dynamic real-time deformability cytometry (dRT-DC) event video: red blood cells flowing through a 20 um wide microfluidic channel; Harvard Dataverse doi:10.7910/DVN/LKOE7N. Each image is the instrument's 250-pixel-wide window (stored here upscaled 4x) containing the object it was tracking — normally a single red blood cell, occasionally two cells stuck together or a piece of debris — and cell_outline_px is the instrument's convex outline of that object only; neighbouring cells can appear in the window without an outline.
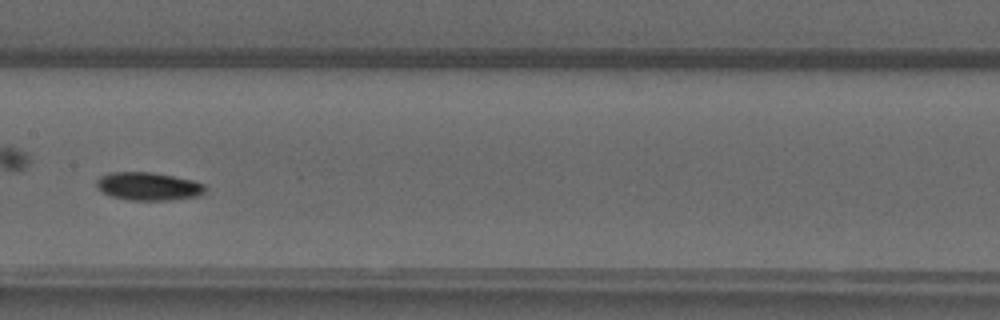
{"species": "common noctule bat (a hibernating species)", "species_latin": "Nyctalus noctula", "temperature_condition": "warm", "stored_images_in_passage": 27, "camera_frame_rate_fps": 3000, "um_per_image_px": 0.085, "animal": {"sex": "male", "forearm_length_mm": 52.5}, "frame": {"image": 1, "passage_image": 12, "time_ms": 3.667, "image_size_px": [1000, 320], "cell_outline_px": [[204, 192], [200, 196], [168, 200], [128, 200], [112, 196], [96, 188], [96, 180], [100, 176], [108, 172], [152, 172], [192, 180], [204, 184]], "centroid_in_image_um": [12.58, 15.83], "position_along_channel_um": 194.8, "area_um2": 17.74}}
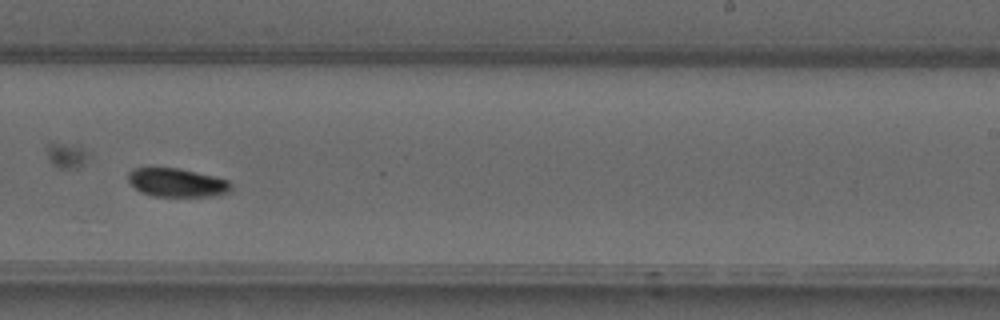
{"frame": {"image": 2, "passage_image": 18, "time_ms": 5.667, "image_size_px": [1000, 320], "cell_outline_px": [[232, 188], [228, 192], [212, 196], [152, 196], [140, 192], [128, 180], [128, 172], [132, 168], [180, 168], [228, 180], [232, 184]], "centroid_in_image_um": [15.02, 15.52], "position_along_channel_um": 274.0, "area_um2": 17.05}}
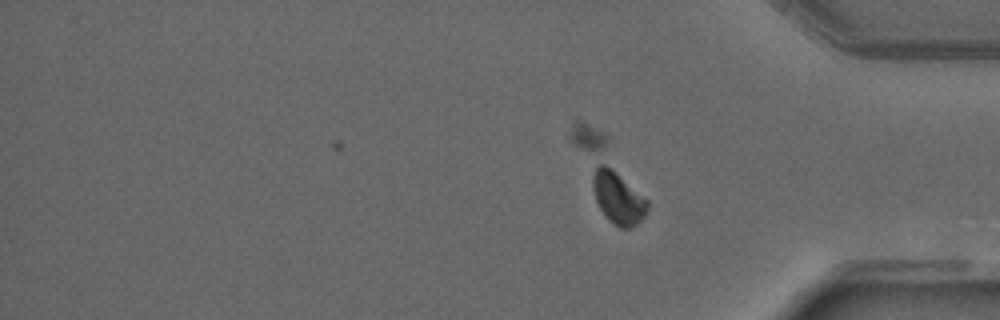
{"frame": {"image": 3, "passage_image": 27, "time_ms": 8.667, "image_size_px": [1000, 320], "cell_outline_px": [[648, 208], [644, 216], [636, 224], [628, 228], [620, 228], [608, 220], [600, 208], [596, 200], [592, 188], [592, 176], [596, 168], [600, 164], [604, 164], [612, 168], [648, 200]], "centroid_in_image_um": [52.52, 16.81], "position_along_channel_um": 382.7, "area_um2": 16.42}}